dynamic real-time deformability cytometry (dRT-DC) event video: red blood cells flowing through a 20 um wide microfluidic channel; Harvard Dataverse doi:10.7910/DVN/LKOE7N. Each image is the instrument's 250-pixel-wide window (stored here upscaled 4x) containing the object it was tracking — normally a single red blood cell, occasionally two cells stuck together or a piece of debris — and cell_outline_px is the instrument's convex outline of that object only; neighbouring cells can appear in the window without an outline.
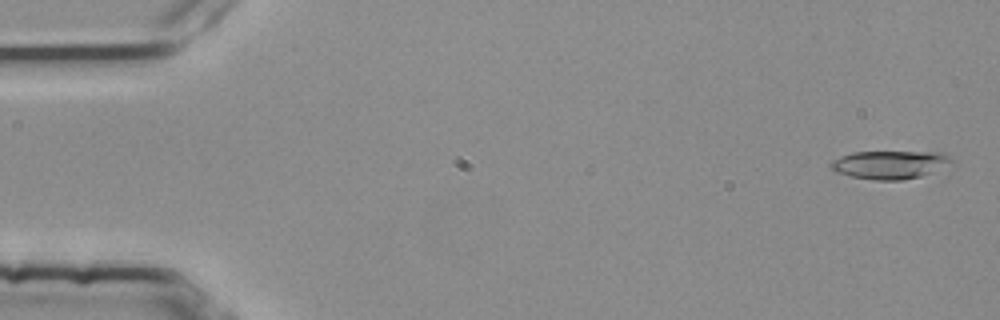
{"species": "common noctule bat (a hibernating species)", "species_latin": "Nyctalus noctula", "temperature_condition": "room temperature", "stored_images_in_passage": 4, "camera_frame_rate_fps": 3000, "um_per_image_px": 0.085, "animal": {"sex": "female", "body_mass_g": 25.1}, "frame": {"image": 1, "passage_image": 1, "time_ms": 0.0, "image_size_px": [1000, 320], "cell_outline_px": [[952, 160], [920, 176], [904, 180], [876, 180], [852, 176], [836, 172], [832, 168], [832, 160], [840, 156], [852, 152], [944, 152]], "centroid_in_image_um": [75.55, 13.98], "position_along_channel_um": 9.4, "area_um2": 19.19}}
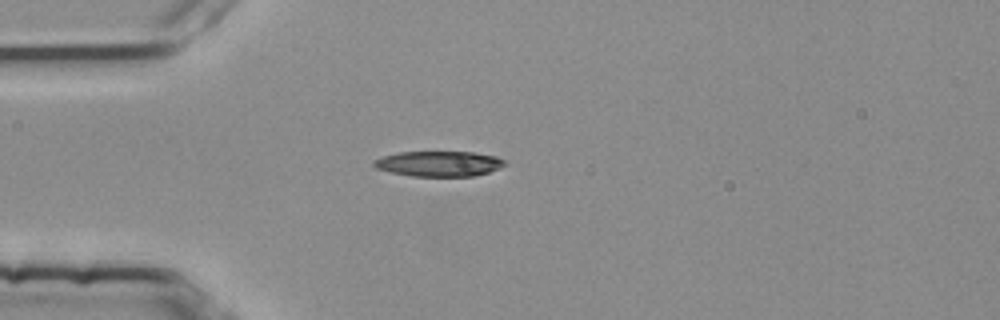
{"frame": {"image": 2, "passage_image": 4, "time_ms": 1.0, "image_size_px": [1000, 320], "cell_outline_px": [[508, 164], [500, 168], [488, 172], [472, 176], [412, 176], [392, 172], [376, 168], [372, 164], [372, 160], [384, 156], [400, 152], [472, 152], [496, 156], [504, 160]], "centroid_in_image_um": [37.32, 13.91], "position_along_channel_um": 47.7, "area_um2": 19.25}}